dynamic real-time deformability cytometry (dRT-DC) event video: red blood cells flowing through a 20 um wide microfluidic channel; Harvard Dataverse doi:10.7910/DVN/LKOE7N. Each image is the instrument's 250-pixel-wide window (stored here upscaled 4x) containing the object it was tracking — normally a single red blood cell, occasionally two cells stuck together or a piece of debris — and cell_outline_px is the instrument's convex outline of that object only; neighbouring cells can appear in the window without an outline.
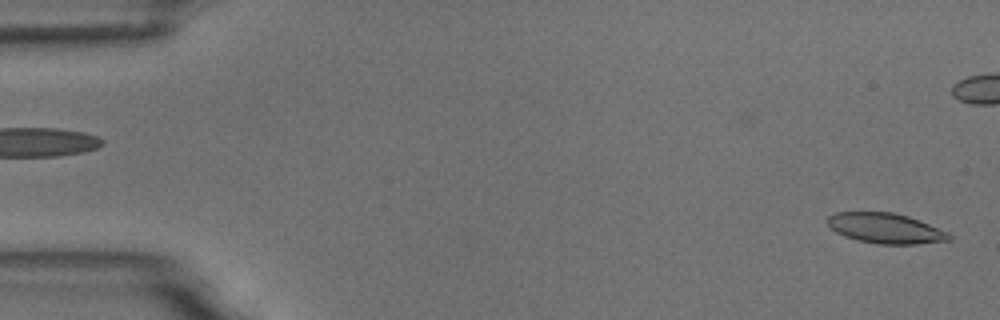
{"species": "common noctule bat (a hibernating species)", "species_latin": "Nyctalus noctula", "temperature_condition": "room temperature", "stored_images_in_passage": 6, "segment_of_instrument_passage": [2, 2], "camera_frame_rate_fps": 3000, "um_per_image_px": 0.085, "animal": {"sex": "male", "body_mass_g": 18.8}, "frame": {"image": 1, "passage_image": 6, "time_ms": 5.667, "image_size_px": [1000, 320], "cell_outline_px": [[952, 240], [916, 244], [876, 244], [856, 240], [844, 236], [836, 232], [824, 220], [828, 216], [836, 212], [892, 212], [908, 216], [920, 220], [948, 232], [952, 236]], "centroid_in_image_um": [75.26, 19.4], "position_along_channel_um": 9.7, "area_um2": 21.62}}